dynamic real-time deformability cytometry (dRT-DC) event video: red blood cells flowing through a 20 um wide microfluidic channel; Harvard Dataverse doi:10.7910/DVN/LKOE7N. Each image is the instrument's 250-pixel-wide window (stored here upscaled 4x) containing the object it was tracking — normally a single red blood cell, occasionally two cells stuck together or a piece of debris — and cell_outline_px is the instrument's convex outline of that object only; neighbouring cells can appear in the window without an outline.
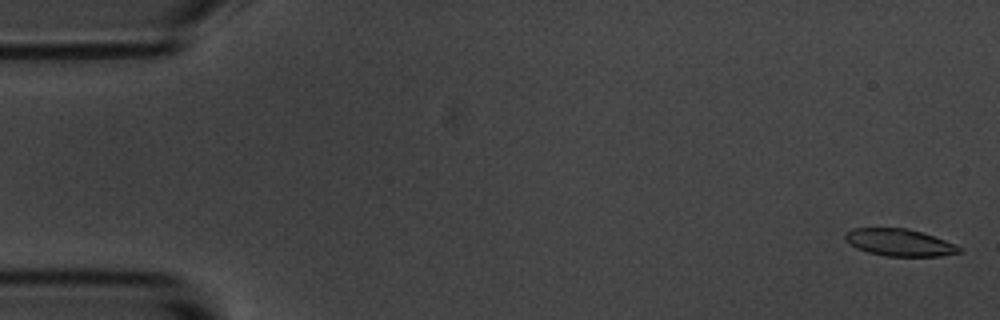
{"species": "common noctule bat (a hibernating species)", "species_latin": "Nyctalus noctula", "temperature_condition": "room temperature", "stored_images_in_passage": 6, "camera_frame_rate_fps": 3000, "um_per_image_px": 0.085, "animal": {"sex": "male", "body_mass_g": 20.1, "forearm_length_mm": 53.5}, "frame": {"image": 1, "passage_image": 1, "time_ms": 0.0, "image_size_px": [1000, 320], "cell_outline_px": [[964, 252], [940, 256], [888, 256], [868, 252], [856, 248], [844, 240], [844, 232], [852, 228], [904, 228], [920, 232], [956, 244]], "centroid_in_image_um": [76.42, 20.61], "position_along_channel_um": 8.6, "area_um2": 17.98}}
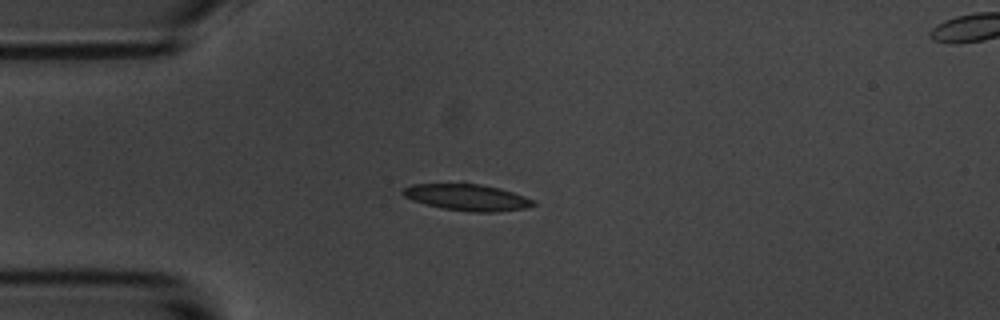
{"frame": {"image": 2, "passage_image": 4, "time_ms": 4.333, "image_size_px": [1000, 320], "cell_outline_px": [[536, 204], [524, 208], [496, 212], [472, 212], [444, 208], [424, 204], [412, 200], [404, 196], [400, 192], [404, 188], [412, 184], [480, 184], [500, 188], [524, 196], [532, 200]], "centroid_in_image_um": [39.68, 16.78], "position_along_channel_um": 45.3, "area_um2": 19.83}}
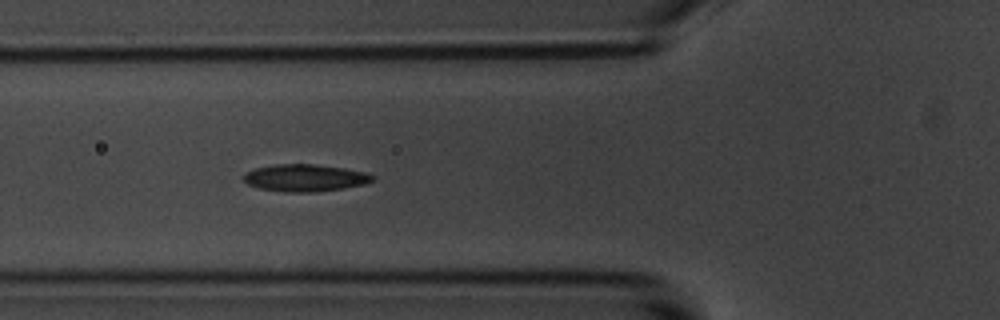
{"frame": {"image": 3, "passage_image": 6, "time_ms": 6.333, "image_size_px": [1000, 320], "cell_outline_px": [[376, 180], [364, 184], [344, 188], [316, 192], [284, 192], [260, 188], [248, 184], [244, 180], [244, 172], [256, 168], [276, 164], [312, 164], [344, 168], [364, 172], [376, 176]], "centroid_in_image_um": [25.95, 15.12], "position_along_channel_um": 99.8, "area_um2": 20.4}}